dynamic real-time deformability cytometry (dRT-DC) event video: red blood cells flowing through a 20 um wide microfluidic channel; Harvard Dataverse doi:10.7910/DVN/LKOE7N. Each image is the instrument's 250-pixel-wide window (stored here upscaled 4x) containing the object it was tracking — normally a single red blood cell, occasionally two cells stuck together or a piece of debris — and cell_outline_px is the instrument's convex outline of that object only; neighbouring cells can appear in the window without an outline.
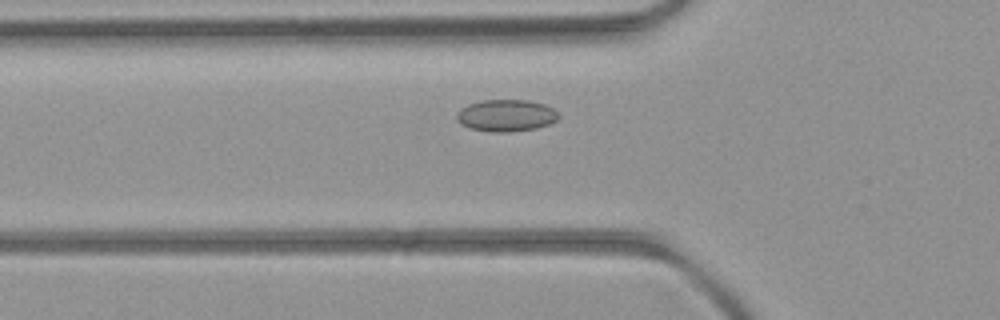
{"species": "common noctule bat (a hibernating species)", "species_latin": "Nyctalus noctula", "temperature_condition": "room temperature", "stored_images_in_passage": 41, "camera_frame_rate_fps": 3000, "um_per_image_px": 0.085, "animal": {"sex": "female", "body_mass_g": 21.9}, "frame": {"image": 1, "passage_image": 7, "time_ms": 2.0, "image_size_px": [1000, 320], "cell_outline_px": [[560, 116], [556, 120], [548, 124], [536, 128], [504, 132], [492, 132], [468, 128], [460, 124], [456, 120], [456, 112], [460, 108], [468, 104], [480, 100], [528, 100], [544, 104], [552, 108]], "centroid_in_image_um": [42.96, 9.81], "position_along_channel_um": 82.8, "area_um2": 19.02}}
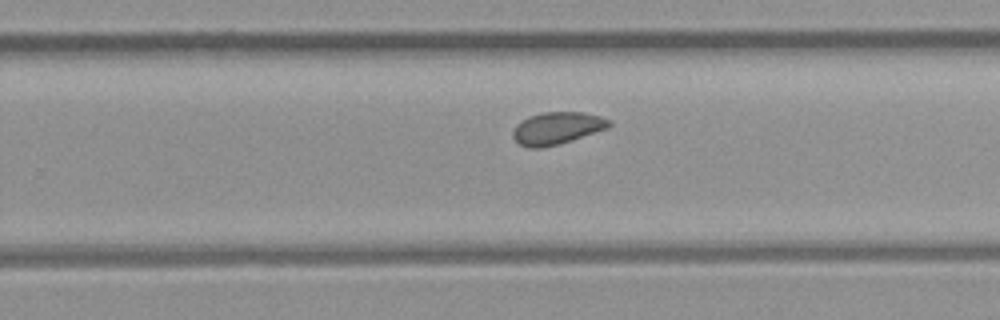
{"frame": {"image": 2, "passage_image": 22, "time_ms": 7.0, "image_size_px": [1000, 320], "cell_outline_px": [[612, 124], [608, 128], [560, 144], [540, 148], [528, 148], [520, 144], [512, 136], [512, 132], [516, 124], [520, 120], [528, 116], [544, 112], [584, 112], [600, 116], [612, 120]], "centroid_in_image_um": [47.34, 10.89], "position_along_channel_um": 282.5, "area_um2": 18.26}}
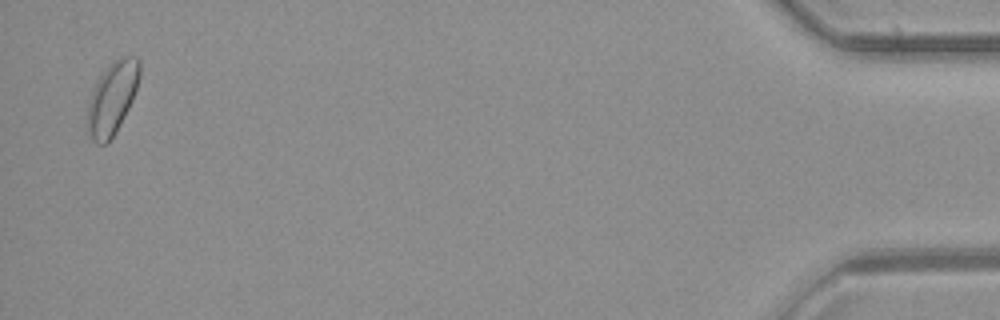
{"frame": {"image": 3, "passage_image": 40, "time_ms": 13.0, "image_size_px": [1000, 320], "cell_outline_px": [[140, 76], [132, 100], [116, 132], [108, 144], [96, 144], [92, 140], [84, 124], [88, 104], [92, 92], [100, 76], [120, 56], [136, 56], [140, 60]], "centroid_in_image_um": [9.52, 8.39], "position_along_channel_um": 425.7, "area_um2": 22.02}, "authors_computed_cell_mechanics": {"area_um2": 18.2648, "velocity_mm_per_s": 3.9875, "shape_relaxation_time_tau1_ms": null, "shape_relaxation_time_tau2_ms": 5.8262, "deformation_change_tau1": null, "deformation_change_tau2": 0.089}}